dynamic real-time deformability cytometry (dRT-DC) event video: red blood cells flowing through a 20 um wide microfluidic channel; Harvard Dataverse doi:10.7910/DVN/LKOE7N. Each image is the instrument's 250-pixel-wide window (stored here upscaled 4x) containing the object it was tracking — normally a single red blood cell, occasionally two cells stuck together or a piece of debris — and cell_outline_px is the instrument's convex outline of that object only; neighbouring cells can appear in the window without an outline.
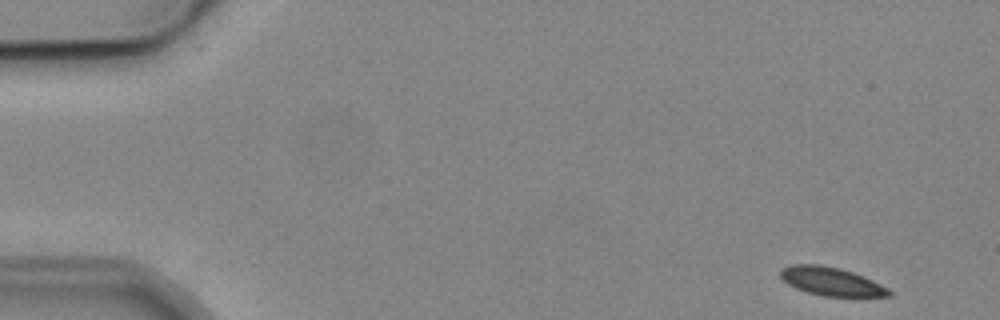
{"species": "common noctule bat (a hibernating species)", "species_latin": "Nyctalus noctula", "temperature_condition": "cold", "stored_images_in_passage": 4, "camera_frame_rate_fps": 3000, "um_per_image_px": 0.085, "animal": {"sex": "male", "body_mass_g": 19.2, "forearm_length_mm": 51.8}, "frame": {"image": 1, "passage_image": 1, "time_ms": 0.0, "image_size_px": [1000, 320], "cell_outline_px": [[892, 296], [824, 296], [808, 292], [796, 288], [788, 284], [780, 276], [780, 268], [792, 264], [820, 264], [840, 268], [864, 276], [888, 288], [892, 292]], "centroid_in_image_um": [70.64, 23.91], "position_along_channel_um": 14.4, "area_um2": 17.92}}
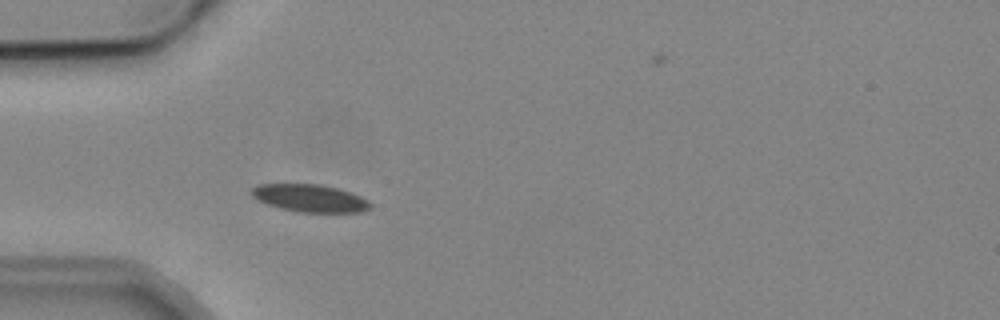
{"frame": {"image": 2, "passage_image": 4, "time_ms": 4.333, "image_size_px": [1000, 320], "cell_outline_px": [[372, 208], [360, 212], [296, 212], [280, 208], [256, 200], [252, 196], [252, 188], [260, 184], [320, 184], [336, 188], [360, 196], [368, 200], [372, 204]], "centroid_in_image_um": [26.35, 16.85], "position_along_channel_um": 58.7, "area_um2": 19.02}}